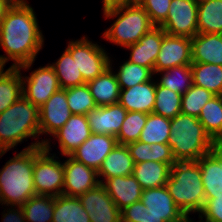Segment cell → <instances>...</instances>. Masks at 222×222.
<instances>
[{
    "label": "cell",
    "instance_id": "f546056e",
    "mask_svg": "<svg viewBox=\"0 0 222 222\" xmlns=\"http://www.w3.org/2000/svg\"><path fill=\"white\" fill-rule=\"evenodd\" d=\"M193 84L222 95V66L209 63H192Z\"/></svg>",
    "mask_w": 222,
    "mask_h": 222
},
{
    "label": "cell",
    "instance_id": "d4e9b609",
    "mask_svg": "<svg viewBox=\"0 0 222 222\" xmlns=\"http://www.w3.org/2000/svg\"><path fill=\"white\" fill-rule=\"evenodd\" d=\"M134 161L126 145L117 144L106 156L98 170L100 183L105 179L117 176H128L133 173Z\"/></svg>",
    "mask_w": 222,
    "mask_h": 222
},
{
    "label": "cell",
    "instance_id": "f1b7e54d",
    "mask_svg": "<svg viewBox=\"0 0 222 222\" xmlns=\"http://www.w3.org/2000/svg\"><path fill=\"white\" fill-rule=\"evenodd\" d=\"M206 132L222 144V95H215L203 107L198 116Z\"/></svg>",
    "mask_w": 222,
    "mask_h": 222
},
{
    "label": "cell",
    "instance_id": "8fae6325",
    "mask_svg": "<svg viewBox=\"0 0 222 222\" xmlns=\"http://www.w3.org/2000/svg\"><path fill=\"white\" fill-rule=\"evenodd\" d=\"M192 64L191 38L165 34L154 65V74L175 66Z\"/></svg>",
    "mask_w": 222,
    "mask_h": 222
},
{
    "label": "cell",
    "instance_id": "f6af8a7d",
    "mask_svg": "<svg viewBox=\"0 0 222 222\" xmlns=\"http://www.w3.org/2000/svg\"><path fill=\"white\" fill-rule=\"evenodd\" d=\"M134 164L151 161V150L148 143L140 141L132 142L126 145Z\"/></svg>",
    "mask_w": 222,
    "mask_h": 222
},
{
    "label": "cell",
    "instance_id": "52a82bcc",
    "mask_svg": "<svg viewBox=\"0 0 222 222\" xmlns=\"http://www.w3.org/2000/svg\"><path fill=\"white\" fill-rule=\"evenodd\" d=\"M51 138L34 154L33 180L36 195L60 196L64 187V162L56 156L50 145Z\"/></svg>",
    "mask_w": 222,
    "mask_h": 222
},
{
    "label": "cell",
    "instance_id": "484cf974",
    "mask_svg": "<svg viewBox=\"0 0 222 222\" xmlns=\"http://www.w3.org/2000/svg\"><path fill=\"white\" fill-rule=\"evenodd\" d=\"M171 166L168 163L145 161L134 165L132 175L143 190L166 185Z\"/></svg>",
    "mask_w": 222,
    "mask_h": 222
},
{
    "label": "cell",
    "instance_id": "1f68e13d",
    "mask_svg": "<svg viewBox=\"0 0 222 222\" xmlns=\"http://www.w3.org/2000/svg\"><path fill=\"white\" fill-rule=\"evenodd\" d=\"M22 96V78L19 68L9 67L0 76V114Z\"/></svg>",
    "mask_w": 222,
    "mask_h": 222
},
{
    "label": "cell",
    "instance_id": "7c38bea8",
    "mask_svg": "<svg viewBox=\"0 0 222 222\" xmlns=\"http://www.w3.org/2000/svg\"><path fill=\"white\" fill-rule=\"evenodd\" d=\"M78 198L90 222H121V211L101 183Z\"/></svg>",
    "mask_w": 222,
    "mask_h": 222
},
{
    "label": "cell",
    "instance_id": "5b68a950",
    "mask_svg": "<svg viewBox=\"0 0 222 222\" xmlns=\"http://www.w3.org/2000/svg\"><path fill=\"white\" fill-rule=\"evenodd\" d=\"M174 203L187 216L199 214L205 205L201 170L196 161L175 162L166 183Z\"/></svg>",
    "mask_w": 222,
    "mask_h": 222
},
{
    "label": "cell",
    "instance_id": "9c48e42d",
    "mask_svg": "<svg viewBox=\"0 0 222 222\" xmlns=\"http://www.w3.org/2000/svg\"><path fill=\"white\" fill-rule=\"evenodd\" d=\"M22 78V95L40 108L56 91L61 89L55 71L48 63L31 71Z\"/></svg>",
    "mask_w": 222,
    "mask_h": 222
},
{
    "label": "cell",
    "instance_id": "681fc988",
    "mask_svg": "<svg viewBox=\"0 0 222 222\" xmlns=\"http://www.w3.org/2000/svg\"><path fill=\"white\" fill-rule=\"evenodd\" d=\"M6 64L0 59V76L3 75V73L6 71L4 70V67Z\"/></svg>",
    "mask_w": 222,
    "mask_h": 222
},
{
    "label": "cell",
    "instance_id": "ab89813d",
    "mask_svg": "<svg viewBox=\"0 0 222 222\" xmlns=\"http://www.w3.org/2000/svg\"><path fill=\"white\" fill-rule=\"evenodd\" d=\"M214 96L212 92L193 84L182 95L181 113L198 118L202 107Z\"/></svg>",
    "mask_w": 222,
    "mask_h": 222
},
{
    "label": "cell",
    "instance_id": "bcb514c9",
    "mask_svg": "<svg viewBox=\"0 0 222 222\" xmlns=\"http://www.w3.org/2000/svg\"><path fill=\"white\" fill-rule=\"evenodd\" d=\"M1 219L2 222H25V215L21 206L10 205L8 210H3Z\"/></svg>",
    "mask_w": 222,
    "mask_h": 222
},
{
    "label": "cell",
    "instance_id": "7402d4cb",
    "mask_svg": "<svg viewBox=\"0 0 222 222\" xmlns=\"http://www.w3.org/2000/svg\"><path fill=\"white\" fill-rule=\"evenodd\" d=\"M156 97V81L154 78L128 89H121L119 103L127 111L153 113Z\"/></svg>",
    "mask_w": 222,
    "mask_h": 222
},
{
    "label": "cell",
    "instance_id": "e575fe53",
    "mask_svg": "<svg viewBox=\"0 0 222 222\" xmlns=\"http://www.w3.org/2000/svg\"><path fill=\"white\" fill-rule=\"evenodd\" d=\"M170 124L171 119L155 113H149L138 141L148 143L149 145L156 143H168L171 131Z\"/></svg>",
    "mask_w": 222,
    "mask_h": 222
},
{
    "label": "cell",
    "instance_id": "ffe728a7",
    "mask_svg": "<svg viewBox=\"0 0 222 222\" xmlns=\"http://www.w3.org/2000/svg\"><path fill=\"white\" fill-rule=\"evenodd\" d=\"M198 163L206 198H216L222 193V144L204 156H201Z\"/></svg>",
    "mask_w": 222,
    "mask_h": 222
},
{
    "label": "cell",
    "instance_id": "30bf717a",
    "mask_svg": "<svg viewBox=\"0 0 222 222\" xmlns=\"http://www.w3.org/2000/svg\"><path fill=\"white\" fill-rule=\"evenodd\" d=\"M197 10L198 4L193 0H171L160 27L169 35L193 38L197 34Z\"/></svg>",
    "mask_w": 222,
    "mask_h": 222
},
{
    "label": "cell",
    "instance_id": "f907efd6",
    "mask_svg": "<svg viewBox=\"0 0 222 222\" xmlns=\"http://www.w3.org/2000/svg\"><path fill=\"white\" fill-rule=\"evenodd\" d=\"M181 222H194L191 218H190V216L189 217H186L183 221H181ZM198 222H203V221H201V220H199Z\"/></svg>",
    "mask_w": 222,
    "mask_h": 222
},
{
    "label": "cell",
    "instance_id": "ba28073f",
    "mask_svg": "<svg viewBox=\"0 0 222 222\" xmlns=\"http://www.w3.org/2000/svg\"><path fill=\"white\" fill-rule=\"evenodd\" d=\"M65 48L76 61L85 83L92 81L110 67L111 57L106 49L85 35L81 39L70 40Z\"/></svg>",
    "mask_w": 222,
    "mask_h": 222
},
{
    "label": "cell",
    "instance_id": "3957f363",
    "mask_svg": "<svg viewBox=\"0 0 222 222\" xmlns=\"http://www.w3.org/2000/svg\"><path fill=\"white\" fill-rule=\"evenodd\" d=\"M23 149L7 160L0 169V204L22 206L36 195L33 167L34 154L41 148Z\"/></svg>",
    "mask_w": 222,
    "mask_h": 222
},
{
    "label": "cell",
    "instance_id": "8992f818",
    "mask_svg": "<svg viewBox=\"0 0 222 222\" xmlns=\"http://www.w3.org/2000/svg\"><path fill=\"white\" fill-rule=\"evenodd\" d=\"M103 16L105 19L115 18V21L103 32L102 39L121 48L137 43L142 36L155 27L138 2L106 11Z\"/></svg>",
    "mask_w": 222,
    "mask_h": 222
},
{
    "label": "cell",
    "instance_id": "f35d334b",
    "mask_svg": "<svg viewBox=\"0 0 222 222\" xmlns=\"http://www.w3.org/2000/svg\"><path fill=\"white\" fill-rule=\"evenodd\" d=\"M66 98L72 114L86 115L96 107L87 84L67 88Z\"/></svg>",
    "mask_w": 222,
    "mask_h": 222
},
{
    "label": "cell",
    "instance_id": "83f0119b",
    "mask_svg": "<svg viewBox=\"0 0 222 222\" xmlns=\"http://www.w3.org/2000/svg\"><path fill=\"white\" fill-rule=\"evenodd\" d=\"M52 222H90V219L78 197L62 194L54 197Z\"/></svg>",
    "mask_w": 222,
    "mask_h": 222
},
{
    "label": "cell",
    "instance_id": "d6a6232c",
    "mask_svg": "<svg viewBox=\"0 0 222 222\" xmlns=\"http://www.w3.org/2000/svg\"><path fill=\"white\" fill-rule=\"evenodd\" d=\"M155 75H159L160 79H155L160 86L171 89L181 95L193 85V73L191 65L175 66Z\"/></svg>",
    "mask_w": 222,
    "mask_h": 222
},
{
    "label": "cell",
    "instance_id": "6da1fadb",
    "mask_svg": "<svg viewBox=\"0 0 222 222\" xmlns=\"http://www.w3.org/2000/svg\"><path fill=\"white\" fill-rule=\"evenodd\" d=\"M33 7L27 1H16L0 24V46L6 55L0 59L21 71L32 68L37 54L44 47V36Z\"/></svg>",
    "mask_w": 222,
    "mask_h": 222
},
{
    "label": "cell",
    "instance_id": "c3c4849f",
    "mask_svg": "<svg viewBox=\"0 0 222 222\" xmlns=\"http://www.w3.org/2000/svg\"><path fill=\"white\" fill-rule=\"evenodd\" d=\"M14 2V0H0V24L5 18L6 12Z\"/></svg>",
    "mask_w": 222,
    "mask_h": 222
},
{
    "label": "cell",
    "instance_id": "4dcf8cb0",
    "mask_svg": "<svg viewBox=\"0 0 222 222\" xmlns=\"http://www.w3.org/2000/svg\"><path fill=\"white\" fill-rule=\"evenodd\" d=\"M55 71L61 89L86 84L71 53L65 48L56 62L50 64Z\"/></svg>",
    "mask_w": 222,
    "mask_h": 222
},
{
    "label": "cell",
    "instance_id": "7dc6e473",
    "mask_svg": "<svg viewBox=\"0 0 222 222\" xmlns=\"http://www.w3.org/2000/svg\"><path fill=\"white\" fill-rule=\"evenodd\" d=\"M137 0H102L103 13L112 9L124 7L136 3Z\"/></svg>",
    "mask_w": 222,
    "mask_h": 222
},
{
    "label": "cell",
    "instance_id": "b9f144b4",
    "mask_svg": "<svg viewBox=\"0 0 222 222\" xmlns=\"http://www.w3.org/2000/svg\"><path fill=\"white\" fill-rule=\"evenodd\" d=\"M145 9L155 26H160L167 18L171 0H137Z\"/></svg>",
    "mask_w": 222,
    "mask_h": 222
},
{
    "label": "cell",
    "instance_id": "2e32d148",
    "mask_svg": "<svg viewBox=\"0 0 222 222\" xmlns=\"http://www.w3.org/2000/svg\"><path fill=\"white\" fill-rule=\"evenodd\" d=\"M126 114L127 110L118 102L107 106H96L86 116L92 133L116 137Z\"/></svg>",
    "mask_w": 222,
    "mask_h": 222
},
{
    "label": "cell",
    "instance_id": "277c9868",
    "mask_svg": "<svg viewBox=\"0 0 222 222\" xmlns=\"http://www.w3.org/2000/svg\"><path fill=\"white\" fill-rule=\"evenodd\" d=\"M170 130L168 144L176 162L196 161L217 145L194 116L176 115L171 119Z\"/></svg>",
    "mask_w": 222,
    "mask_h": 222
},
{
    "label": "cell",
    "instance_id": "4316f807",
    "mask_svg": "<svg viewBox=\"0 0 222 222\" xmlns=\"http://www.w3.org/2000/svg\"><path fill=\"white\" fill-rule=\"evenodd\" d=\"M197 33L222 34V0L198 4Z\"/></svg>",
    "mask_w": 222,
    "mask_h": 222
},
{
    "label": "cell",
    "instance_id": "7a4b0ae2",
    "mask_svg": "<svg viewBox=\"0 0 222 222\" xmlns=\"http://www.w3.org/2000/svg\"><path fill=\"white\" fill-rule=\"evenodd\" d=\"M32 137L35 142L24 149L44 146L40 139L39 108L23 95L0 114V158L19 143Z\"/></svg>",
    "mask_w": 222,
    "mask_h": 222
},
{
    "label": "cell",
    "instance_id": "ac0fdd59",
    "mask_svg": "<svg viewBox=\"0 0 222 222\" xmlns=\"http://www.w3.org/2000/svg\"><path fill=\"white\" fill-rule=\"evenodd\" d=\"M140 201L165 222H181L187 217L174 203L166 185L143 190Z\"/></svg>",
    "mask_w": 222,
    "mask_h": 222
},
{
    "label": "cell",
    "instance_id": "ee69618b",
    "mask_svg": "<svg viewBox=\"0 0 222 222\" xmlns=\"http://www.w3.org/2000/svg\"><path fill=\"white\" fill-rule=\"evenodd\" d=\"M150 150H151V161L168 163L170 166H172L176 162L171 147L168 143L151 144Z\"/></svg>",
    "mask_w": 222,
    "mask_h": 222
},
{
    "label": "cell",
    "instance_id": "8d00e7d4",
    "mask_svg": "<svg viewBox=\"0 0 222 222\" xmlns=\"http://www.w3.org/2000/svg\"><path fill=\"white\" fill-rule=\"evenodd\" d=\"M182 95L160 86L156 81V97L153 113L173 119L181 113Z\"/></svg>",
    "mask_w": 222,
    "mask_h": 222
},
{
    "label": "cell",
    "instance_id": "7bdbcfd3",
    "mask_svg": "<svg viewBox=\"0 0 222 222\" xmlns=\"http://www.w3.org/2000/svg\"><path fill=\"white\" fill-rule=\"evenodd\" d=\"M198 217L203 222H222V193L216 198H206Z\"/></svg>",
    "mask_w": 222,
    "mask_h": 222
},
{
    "label": "cell",
    "instance_id": "4fadbf2b",
    "mask_svg": "<svg viewBox=\"0 0 222 222\" xmlns=\"http://www.w3.org/2000/svg\"><path fill=\"white\" fill-rule=\"evenodd\" d=\"M65 157L67 159L64 161L63 195L79 197L100 183L96 170L87 167L70 155Z\"/></svg>",
    "mask_w": 222,
    "mask_h": 222
},
{
    "label": "cell",
    "instance_id": "44dd1931",
    "mask_svg": "<svg viewBox=\"0 0 222 222\" xmlns=\"http://www.w3.org/2000/svg\"><path fill=\"white\" fill-rule=\"evenodd\" d=\"M101 184L120 211L141 200L143 189L132 174L105 179Z\"/></svg>",
    "mask_w": 222,
    "mask_h": 222
},
{
    "label": "cell",
    "instance_id": "603a6c76",
    "mask_svg": "<svg viewBox=\"0 0 222 222\" xmlns=\"http://www.w3.org/2000/svg\"><path fill=\"white\" fill-rule=\"evenodd\" d=\"M112 61L110 58V67L107 70L86 83L96 106H107L119 102L121 88L113 71Z\"/></svg>",
    "mask_w": 222,
    "mask_h": 222
},
{
    "label": "cell",
    "instance_id": "cb8c5ba5",
    "mask_svg": "<svg viewBox=\"0 0 222 222\" xmlns=\"http://www.w3.org/2000/svg\"><path fill=\"white\" fill-rule=\"evenodd\" d=\"M192 41V63L222 66V34L197 33Z\"/></svg>",
    "mask_w": 222,
    "mask_h": 222
},
{
    "label": "cell",
    "instance_id": "5bb4252c",
    "mask_svg": "<svg viewBox=\"0 0 222 222\" xmlns=\"http://www.w3.org/2000/svg\"><path fill=\"white\" fill-rule=\"evenodd\" d=\"M71 115L66 89H59L39 108L40 137L44 134L52 136L65 125Z\"/></svg>",
    "mask_w": 222,
    "mask_h": 222
},
{
    "label": "cell",
    "instance_id": "816d5d0a",
    "mask_svg": "<svg viewBox=\"0 0 222 222\" xmlns=\"http://www.w3.org/2000/svg\"><path fill=\"white\" fill-rule=\"evenodd\" d=\"M196 4H200V3H202V2H205V1H207V0H193Z\"/></svg>",
    "mask_w": 222,
    "mask_h": 222
},
{
    "label": "cell",
    "instance_id": "d6986e66",
    "mask_svg": "<svg viewBox=\"0 0 222 222\" xmlns=\"http://www.w3.org/2000/svg\"><path fill=\"white\" fill-rule=\"evenodd\" d=\"M166 33L160 26L153 27L135 44L125 47L130 50L129 62L148 67L154 72V65Z\"/></svg>",
    "mask_w": 222,
    "mask_h": 222
},
{
    "label": "cell",
    "instance_id": "60d3db41",
    "mask_svg": "<svg viewBox=\"0 0 222 222\" xmlns=\"http://www.w3.org/2000/svg\"><path fill=\"white\" fill-rule=\"evenodd\" d=\"M121 222H165L154 215L141 202L137 201L121 210Z\"/></svg>",
    "mask_w": 222,
    "mask_h": 222
},
{
    "label": "cell",
    "instance_id": "74e56055",
    "mask_svg": "<svg viewBox=\"0 0 222 222\" xmlns=\"http://www.w3.org/2000/svg\"><path fill=\"white\" fill-rule=\"evenodd\" d=\"M147 115L144 112L127 111L125 120L116 136L118 144L127 145L138 141L146 124Z\"/></svg>",
    "mask_w": 222,
    "mask_h": 222
},
{
    "label": "cell",
    "instance_id": "d590c367",
    "mask_svg": "<svg viewBox=\"0 0 222 222\" xmlns=\"http://www.w3.org/2000/svg\"><path fill=\"white\" fill-rule=\"evenodd\" d=\"M115 75L121 89H128L137 84L150 81L155 76L150 68L133 64L128 60L124 61V63L122 62L117 71H115Z\"/></svg>",
    "mask_w": 222,
    "mask_h": 222
},
{
    "label": "cell",
    "instance_id": "836d02e7",
    "mask_svg": "<svg viewBox=\"0 0 222 222\" xmlns=\"http://www.w3.org/2000/svg\"><path fill=\"white\" fill-rule=\"evenodd\" d=\"M25 222H52L54 213V196L35 195L22 206Z\"/></svg>",
    "mask_w": 222,
    "mask_h": 222
},
{
    "label": "cell",
    "instance_id": "9a60e30c",
    "mask_svg": "<svg viewBox=\"0 0 222 222\" xmlns=\"http://www.w3.org/2000/svg\"><path fill=\"white\" fill-rule=\"evenodd\" d=\"M117 144L114 136L92 133L70 156L98 172L103 160Z\"/></svg>",
    "mask_w": 222,
    "mask_h": 222
},
{
    "label": "cell",
    "instance_id": "e0dca14e",
    "mask_svg": "<svg viewBox=\"0 0 222 222\" xmlns=\"http://www.w3.org/2000/svg\"><path fill=\"white\" fill-rule=\"evenodd\" d=\"M91 134L87 116L72 114L65 125L52 136L58 141L60 153L64 157L76 150Z\"/></svg>",
    "mask_w": 222,
    "mask_h": 222
}]
</instances>
